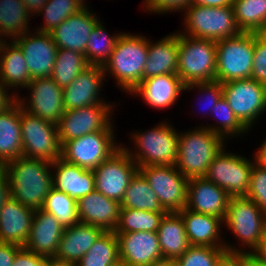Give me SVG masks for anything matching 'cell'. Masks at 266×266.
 <instances>
[{
    "instance_id": "681fc988",
    "label": "cell",
    "mask_w": 266,
    "mask_h": 266,
    "mask_svg": "<svg viewBox=\"0 0 266 266\" xmlns=\"http://www.w3.org/2000/svg\"><path fill=\"white\" fill-rule=\"evenodd\" d=\"M21 247L14 243L0 242V266H12L16 252Z\"/></svg>"
},
{
    "instance_id": "7bdbcfd3",
    "label": "cell",
    "mask_w": 266,
    "mask_h": 266,
    "mask_svg": "<svg viewBox=\"0 0 266 266\" xmlns=\"http://www.w3.org/2000/svg\"><path fill=\"white\" fill-rule=\"evenodd\" d=\"M226 253L225 247L190 246L175 261L178 266H215Z\"/></svg>"
},
{
    "instance_id": "4fadbf2b",
    "label": "cell",
    "mask_w": 266,
    "mask_h": 266,
    "mask_svg": "<svg viewBox=\"0 0 266 266\" xmlns=\"http://www.w3.org/2000/svg\"><path fill=\"white\" fill-rule=\"evenodd\" d=\"M138 170V165L121 145L117 151L93 170L95 190L107 198L121 203L132 177Z\"/></svg>"
},
{
    "instance_id": "8d00e7d4",
    "label": "cell",
    "mask_w": 266,
    "mask_h": 266,
    "mask_svg": "<svg viewBox=\"0 0 266 266\" xmlns=\"http://www.w3.org/2000/svg\"><path fill=\"white\" fill-rule=\"evenodd\" d=\"M119 259L118 240L114 231H104L75 266H111Z\"/></svg>"
},
{
    "instance_id": "91938a15",
    "label": "cell",
    "mask_w": 266,
    "mask_h": 266,
    "mask_svg": "<svg viewBox=\"0 0 266 266\" xmlns=\"http://www.w3.org/2000/svg\"><path fill=\"white\" fill-rule=\"evenodd\" d=\"M149 266H178V264L175 260H163V261L151 264Z\"/></svg>"
},
{
    "instance_id": "94428289",
    "label": "cell",
    "mask_w": 266,
    "mask_h": 266,
    "mask_svg": "<svg viewBox=\"0 0 266 266\" xmlns=\"http://www.w3.org/2000/svg\"><path fill=\"white\" fill-rule=\"evenodd\" d=\"M46 266H75V265L68 264V263H61V262L55 261L52 258H50L47 261Z\"/></svg>"
},
{
    "instance_id": "8992f818",
    "label": "cell",
    "mask_w": 266,
    "mask_h": 266,
    "mask_svg": "<svg viewBox=\"0 0 266 266\" xmlns=\"http://www.w3.org/2000/svg\"><path fill=\"white\" fill-rule=\"evenodd\" d=\"M132 140L135 152L123 147L130 158L138 165H175L178 155L179 133L170 123H160L151 130L134 132ZM138 149V150H136Z\"/></svg>"
},
{
    "instance_id": "4dcf8cb0",
    "label": "cell",
    "mask_w": 266,
    "mask_h": 266,
    "mask_svg": "<svg viewBox=\"0 0 266 266\" xmlns=\"http://www.w3.org/2000/svg\"><path fill=\"white\" fill-rule=\"evenodd\" d=\"M10 41H0V80L9 89L25 88L32 81L25 57L20 47Z\"/></svg>"
},
{
    "instance_id": "30bf717a",
    "label": "cell",
    "mask_w": 266,
    "mask_h": 266,
    "mask_svg": "<svg viewBox=\"0 0 266 266\" xmlns=\"http://www.w3.org/2000/svg\"><path fill=\"white\" fill-rule=\"evenodd\" d=\"M113 130L103 129L66 141L61 147V159L87 170L96 169L121 147L114 140Z\"/></svg>"
},
{
    "instance_id": "2e32d148",
    "label": "cell",
    "mask_w": 266,
    "mask_h": 266,
    "mask_svg": "<svg viewBox=\"0 0 266 266\" xmlns=\"http://www.w3.org/2000/svg\"><path fill=\"white\" fill-rule=\"evenodd\" d=\"M25 88L31 91V97L27 99V104L24 98L16 95L21 108L31 115L57 125L65 112L63 89L51 77L33 79Z\"/></svg>"
},
{
    "instance_id": "11a10c76",
    "label": "cell",
    "mask_w": 266,
    "mask_h": 266,
    "mask_svg": "<svg viewBox=\"0 0 266 266\" xmlns=\"http://www.w3.org/2000/svg\"><path fill=\"white\" fill-rule=\"evenodd\" d=\"M234 1L235 0H193V3L208 7H232Z\"/></svg>"
},
{
    "instance_id": "5bb4252c",
    "label": "cell",
    "mask_w": 266,
    "mask_h": 266,
    "mask_svg": "<svg viewBox=\"0 0 266 266\" xmlns=\"http://www.w3.org/2000/svg\"><path fill=\"white\" fill-rule=\"evenodd\" d=\"M223 97L238 120L249 130L266 111V86L253 79L223 83Z\"/></svg>"
},
{
    "instance_id": "f907efd6",
    "label": "cell",
    "mask_w": 266,
    "mask_h": 266,
    "mask_svg": "<svg viewBox=\"0 0 266 266\" xmlns=\"http://www.w3.org/2000/svg\"><path fill=\"white\" fill-rule=\"evenodd\" d=\"M12 197L8 174L0 168V204H5Z\"/></svg>"
},
{
    "instance_id": "4316f807",
    "label": "cell",
    "mask_w": 266,
    "mask_h": 266,
    "mask_svg": "<svg viewBox=\"0 0 266 266\" xmlns=\"http://www.w3.org/2000/svg\"><path fill=\"white\" fill-rule=\"evenodd\" d=\"M184 84L177 74L152 76L142 82L130 93L140 95L150 107L166 109L175 104Z\"/></svg>"
},
{
    "instance_id": "7dc6e473",
    "label": "cell",
    "mask_w": 266,
    "mask_h": 266,
    "mask_svg": "<svg viewBox=\"0 0 266 266\" xmlns=\"http://www.w3.org/2000/svg\"><path fill=\"white\" fill-rule=\"evenodd\" d=\"M144 8L150 13L163 14L172 11H185L193 0H144Z\"/></svg>"
},
{
    "instance_id": "f1b7e54d",
    "label": "cell",
    "mask_w": 266,
    "mask_h": 266,
    "mask_svg": "<svg viewBox=\"0 0 266 266\" xmlns=\"http://www.w3.org/2000/svg\"><path fill=\"white\" fill-rule=\"evenodd\" d=\"M178 32L153 43L148 39V56L143 69V80L152 76L177 74Z\"/></svg>"
},
{
    "instance_id": "9a60e30c",
    "label": "cell",
    "mask_w": 266,
    "mask_h": 266,
    "mask_svg": "<svg viewBox=\"0 0 266 266\" xmlns=\"http://www.w3.org/2000/svg\"><path fill=\"white\" fill-rule=\"evenodd\" d=\"M113 107L110 102H102L79 109L65 110L57 124L61 146L73 140L103 129H113L110 120ZM110 116V117H109Z\"/></svg>"
},
{
    "instance_id": "52a82bcc",
    "label": "cell",
    "mask_w": 266,
    "mask_h": 266,
    "mask_svg": "<svg viewBox=\"0 0 266 266\" xmlns=\"http://www.w3.org/2000/svg\"><path fill=\"white\" fill-rule=\"evenodd\" d=\"M254 55V33L242 32L238 36L216 42V81L227 83L251 79Z\"/></svg>"
},
{
    "instance_id": "6da1fadb",
    "label": "cell",
    "mask_w": 266,
    "mask_h": 266,
    "mask_svg": "<svg viewBox=\"0 0 266 266\" xmlns=\"http://www.w3.org/2000/svg\"><path fill=\"white\" fill-rule=\"evenodd\" d=\"M2 169L8 174L12 198L34 210L41 209L53 188L52 163L22 156L7 162Z\"/></svg>"
},
{
    "instance_id": "7402d4cb",
    "label": "cell",
    "mask_w": 266,
    "mask_h": 266,
    "mask_svg": "<svg viewBox=\"0 0 266 266\" xmlns=\"http://www.w3.org/2000/svg\"><path fill=\"white\" fill-rule=\"evenodd\" d=\"M106 77L103 66L89 65L63 89L65 110L79 109L104 102L100 99L101 85Z\"/></svg>"
},
{
    "instance_id": "7c38bea8",
    "label": "cell",
    "mask_w": 266,
    "mask_h": 266,
    "mask_svg": "<svg viewBox=\"0 0 266 266\" xmlns=\"http://www.w3.org/2000/svg\"><path fill=\"white\" fill-rule=\"evenodd\" d=\"M139 171L156 193L167 213L179 212L186 207L188 179L175 165L141 166Z\"/></svg>"
},
{
    "instance_id": "f5cc1de1",
    "label": "cell",
    "mask_w": 266,
    "mask_h": 266,
    "mask_svg": "<svg viewBox=\"0 0 266 266\" xmlns=\"http://www.w3.org/2000/svg\"><path fill=\"white\" fill-rule=\"evenodd\" d=\"M215 266H243V254L226 253Z\"/></svg>"
},
{
    "instance_id": "9f6ffc18",
    "label": "cell",
    "mask_w": 266,
    "mask_h": 266,
    "mask_svg": "<svg viewBox=\"0 0 266 266\" xmlns=\"http://www.w3.org/2000/svg\"><path fill=\"white\" fill-rule=\"evenodd\" d=\"M243 266H266V261L254 253H244Z\"/></svg>"
},
{
    "instance_id": "d6a6232c",
    "label": "cell",
    "mask_w": 266,
    "mask_h": 266,
    "mask_svg": "<svg viewBox=\"0 0 266 266\" xmlns=\"http://www.w3.org/2000/svg\"><path fill=\"white\" fill-rule=\"evenodd\" d=\"M120 205L121 208L167 213L160 204L156 193L139 170L132 177Z\"/></svg>"
},
{
    "instance_id": "7a4b0ae2",
    "label": "cell",
    "mask_w": 266,
    "mask_h": 266,
    "mask_svg": "<svg viewBox=\"0 0 266 266\" xmlns=\"http://www.w3.org/2000/svg\"><path fill=\"white\" fill-rule=\"evenodd\" d=\"M148 56V38L141 35L121 33L104 73L112 74L118 88L131 93L143 80V69Z\"/></svg>"
},
{
    "instance_id": "f546056e",
    "label": "cell",
    "mask_w": 266,
    "mask_h": 266,
    "mask_svg": "<svg viewBox=\"0 0 266 266\" xmlns=\"http://www.w3.org/2000/svg\"><path fill=\"white\" fill-rule=\"evenodd\" d=\"M163 260H176L191 246L185 224L178 212L164 215L157 230Z\"/></svg>"
},
{
    "instance_id": "d6986e66",
    "label": "cell",
    "mask_w": 266,
    "mask_h": 266,
    "mask_svg": "<svg viewBox=\"0 0 266 266\" xmlns=\"http://www.w3.org/2000/svg\"><path fill=\"white\" fill-rule=\"evenodd\" d=\"M178 213L184 221L186 235L191 246L225 247L227 253H246L241 248L238 250L236 246L223 243L220 238V227L223 225L221 218L193 212L186 207Z\"/></svg>"
},
{
    "instance_id": "e7e4bbea",
    "label": "cell",
    "mask_w": 266,
    "mask_h": 266,
    "mask_svg": "<svg viewBox=\"0 0 266 266\" xmlns=\"http://www.w3.org/2000/svg\"><path fill=\"white\" fill-rule=\"evenodd\" d=\"M4 204H0V212H1V210H2V206H3Z\"/></svg>"
},
{
    "instance_id": "ee69618b",
    "label": "cell",
    "mask_w": 266,
    "mask_h": 266,
    "mask_svg": "<svg viewBox=\"0 0 266 266\" xmlns=\"http://www.w3.org/2000/svg\"><path fill=\"white\" fill-rule=\"evenodd\" d=\"M266 214V168L253 163L250 187L246 194Z\"/></svg>"
},
{
    "instance_id": "e0dca14e",
    "label": "cell",
    "mask_w": 266,
    "mask_h": 266,
    "mask_svg": "<svg viewBox=\"0 0 266 266\" xmlns=\"http://www.w3.org/2000/svg\"><path fill=\"white\" fill-rule=\"evenodd\" d=\"M34 34L27 32L13 41L23 52L32 80L51 77L57 55V46L50 33L37 31Z\"/></svg>"
},
{
    "instance_id": "836d02e7",
    "label": "cell",
    "mask_w": 266,
    "mask_h": 266,
    "mask_svg": "<svg viewBox=\"0 0 266 266\" xmlns=\"http://www.w3.org/2000/svg\"><path fill=\"white\" fill-rule=\"evenodd\" d=\"M30 16L21 0H0V41L4 36L14 40L29 32Z\"/></svg>"
},
{
    "instance_id": "680465c9",
    "label": "cell",
    "mask_w": 266,
    "mask_h": 266,
    "mask_svg": "<svg viewBox=\"0 0 266 266\" xmlns=\"http://www.w3.org/2000/svg\"><path fill=\"white\" fill-rule=\"evenodd\" d=\"M254 254L266 261V229H265L262 241H261V245L255 251Z\"/></svg>"
},
{
    "instance_id": "6125c7cd",
    "label": "cell",
    "mask_w": 266,
    "mask_h": 266,
    "mask_svg": "<svg viewBox=\"0 0 266 266\" xmlns=\"http://www.w3.org/2000/svg\"><path fill=\"white\" fill-rule=\"evenodd\" d=\"M111 266H131L128 262L118 259L116 262H114Z\"/></svg>"
},
{
    "instance_id": "83f0119b",
    "label": "cell",
    "mask_w": 266,
    "mask_h": 266,
    "mask_svg": "<svg viewBox=\"0 0 266 266\" xmlns=\"http://www.w3.org/2000/svg\"><path fill=\"white\" fill-rule=\"evenodd\" d=\"M53 187L76 201L95 191V179L93 170H87L77 165L57 159L52 163Z\"/></svg>"
},
{
    "instance_id": "db71d44e",
    "label": "cell",
    "mask_w": 266,
    "mask_h": 266,
    "mask_svg": "<svg viewBox=\"0 0 266 266\" xmlns=\"http://www.w3.org/2000/svg\"><path fill=\"white\" fill-rule=\"evenodd\" d=\"M25 8L28 10L29 14L31 16H34L37 14L39 16V12L41 11L42 7L46 4L48 0H21Z\"/></svg>"
},
{
    "instance_id": "74e56055",
    "label": "cell",
    "mask_w": 266,
    "mask_h": 266,
    "mask_svg": "<svg viewBox=\"0 0 266 266\" xmlns=\"http://www.w3.org/2000/svg\"><path fill=\"white\" fill-rule=\"evenodd\" d=\"M107 33V34H106ZM121 34L110 36L100 20L95 24L86 45L85 58L89 65L104 66Z\"/></svg>"
},
{
    "instance_id": "b9f144b4",
    "label": "cell",
    "mask_w": 266,
    "mask_h": 266,
    "mask_svg": "<svg viewBox=\"0 0 266 266\" xmlns=\"http://www.w3.org/2000/svg\"><path fill=\"white\" fill-rule=\"evenodd\" d=\"M211 113L215 114L214 117H217L219 120L217 123L220 125L203 127L208 128L213 133L220 135L224 139L228 136L231 137V135L232 137L240 134L242 136V133H245L246 131L248 132V129L238 120L223 96L214 105Z\"/></svg>"
},
{
    "instance_id": "ffe728a7",
    "label": "cell",
    "mask_w": 266,
    "mask_h": 266,
    "mask_svg": "<svg viewBox=\"0 0 266 266\" xmlns=\"http://www.w3.org/2000/svg\"><path fill=\"white\" fill-rule=\"evenodd\" d=\"M98 21L96 15L85 6L49 33L57 49L73 50L85 54L89 35Z\"/></svg>"
},
{
    "instance_id": "e575fe53",
    "label": "cell",
    "mask_w": 266,
    "mask_h": 266,
    "mask_svg": "<svg viewBox=\"0 0 266 266\" xmlns=\"http://www.w3.org/2000/svg\"><path fill=\"white\" fill-rule=\"evenodd\" d=\"M232 8L241 32L264 33L266 30V0H235Z\"/></svg>"
},
{
    "instance_id": "277c9868",
    "label": "cell",
    "mask_w": 266,
    "mask_h": 266,
    "mask_svg": "<svg viewBox=\"0 0 266 266\" xmlns=\"http://www.w3.org/2000/svg\"><path fill=\"white\" fill-rule=\"evenodd\" d=\"M216 41L178 33L177 75L184 85L216 81Z\"/></svg>"
},
{
    "instance_id": "603a6c76",
    "label": "cell",
    "mask_w": 266,
    "mask_h": 266,
    "mask_svg": "<svg viewBox=\"0 0 266 266\" xmlns=\"http://www.w3.org/2000/svg\"><path fill=\"white\" fill-rule=\"evenodd\" d=\"M121 205L98 191L88 193L77 200L79 222L114 231L117 227Z\"/></svg>"
},
{
    "instance_id": "ab89813d",
    "label": "cell",
    "mask_w": 266,
    "mask_h": 266,
    "mask_svg": "<svg viewBox=\"0 0 266 266\" xmlns=\"http://www.w3.org/2000/svg\"><path fill=\"white\" fill-rule=\"evenodd\" d=\"M166 213L120 208L119 221L114 232H157Z\"/></svg>"
},
{
    "instance_id": "f6af8a7d",
    "label": "cell",
    "mask_w": 266,
    "mask_h": 266,
    "mask_svg": "<svg viewBox=\"0 0 266 266\" xmlns=\"http://www.w3.org/2000/svg\"><path fill=\"white\" fill-rule=\"evenodd\" d=\"M251 79L266 86V35L264 33H254Z\"/></svg>"
},
{
    "instance_id": "ba28073f",
    "label": "cell",
    "mask_w": 266,
    "mask_h": 266,
    "mask_svg": "<svg viewBox=\"0 0 266 266\" xmlns=\"http://www.w3.org/2000/svg\"><path fill=\"white\" fill-rule=\"evenodd\" d=\"M255 253L266 229V214L248 197H230L223 224Z\"/></svg>"
},
{
    "instance_id": "c3c4849f",
    "label": "cell",
    "mask_w": 266,
    "mask_h": 266,
    "mask_svg": "<svg viewBox=\"0 0 266 266\" xmlns=\"http://www.w3.org/2000/svg\"><path fill=\"white\" fill-rule=\"evenodd\" d=\"M49 257L31 252L22 246L15 255L12 266H46Z\"/></svg>"
},
{
    "instance_id": "be15d7a7",
    "label": "cell",
    "mask_w": 266,
    "mask_h": 266,
    "mask_svg": "<svg viewBox=\"0 0 266 266\" xmlns=\"http://www.w3.org/2000/svg\"><path fill=\"white\" fill-rule=\"evenodd\" d=\"M78 1H80L84 6H86V4H85L86 3L85 2L86 0L85 1L84 0H78Z\"/></svg>"
},
{
    "instance_id": "9c48e42d",
    "label": "cell",
    "mask_w": 266,
    "mask_h": 266,
    "mask_svg": "<svg viewBox=\"0 0 266 266\" xmlns=\"http://www.w3.org/2000/svg\"><path fill=\"white\" fill-rule=\"evenodd\" d=\"M22 156L53 163L61 158L57 125L24 111L20 106Z\"/></svg>"
},
{
    "instance_id": "1f68e13d",
    "label": "cell",
    "mask_w": 266,
    "mask_h": 266,
    "mask_svg": "<svg viewBox=\"0 0 266 266\" xmlns=\"http://www.w3.org/2000/svg\"><path fill=\"white\" fill-rule=\"evenodd\" d=\"M22 157L20 105L16 101L0 113V167Z\"/></svg>"
},
{
    "instance_id": "ac0fdd59",
    "label": "cell",
    "mask_w": 266,
    "mask_h": 266,
    "mask_svg": "<svg viewBox=\"0 0 266 266\" xmlns=\"http://www.w3.org/2000/svg\"><path fill=\"white\" fill-rule=\"evenodd\" d=\"M119 259L131 266H149L163 261L157 232H115Z\"/></svg>"
},
{
    "instance_id": "d4e9b609",
    "label": "cell",
    "mask_w": 266,
    "mask_h": 266,
    "mask_svg": "<svg viewBox=\"0 0 266 266\" xmlns=\"http://www.w3.org/2000/svg\"><path fill=\"white\" fill-rule=\"evenodd\" d=\"M34 209L10 198L0 212V242L24 246L30 236Z\"/></svg>"
},
{
    "instance_id": "3957f363",
    "label": "cell",
    "mask_w": 266,
    "mask_h": 266,
    "mask_svg": "<svg viewBox=\"0 0 266 266\" xmlns=\"http://www.w3.org/2000/svg\"><path fill=\"white\" fill-rule=\"evenodd\" d=\"M224 140L203 126L179 133L176 168L187 179L205 177L210 163L225 147Z\"/></svg>"
},
{
    "instance_id": "44dd1931",
    "label": "cell",
    "mask_w": 266,
    "mask_h": 266,
    "mask_svg": "<svg viewBox=\"0 0 266 266\" xmlns=\"http://www.w3.org/2000/svg\"><path fill=\"white\" fill-rule=\"evenodd\" d=\"M230 196L206 177L188 179L186 208L224 220Z\"/></svg>"
},
{
    "instance_id": "5b68a950",
    "label": "cell",
    "mask_w": 266,
    "mask_h": 266,
    "mask_svg": "<svg viewBox=\"0 0 266 266\" xmlns=\"http://www.w3.org/2000/svg\"><path fill=\"white\" fill-rule=\"evenodd\" d=\"M184 12L186 29L181 34L186 36L217 42L242 33L231 6L208 7L192 3Z\"/></svg>"
},
{
    "instance_id": "6f0895ef",
    "label": "cell",
    "mask_w": 266,
    "mask_h": 266,
    "mask_svg": "<svg viewBox=\"0 0 266 266\" xmlns=\"http://www.w3.org/2000/svg\"><path fill=\"white\" fill-rule=\"evenodd\" d=\"M256 162L266 168V139L260 145L259 150L255 155Z\"/></svg>"
},
{
    "instance_id": "d590c367",
    "label": "cell",
    "mask_w": 266,
    "mask_h": 266,
    "mask_svg": "<svg viewBox=\"0 0 266 266\" xmlns=\"http://www.w3.org/2000/svg\"><path fill=\"white\" fill-rule=\"evenodd\" d=\"M88 66L84 54L73 50L57 49L51 78L64 89Z\"/></svg>"
},
{
    "instance_id": "8fae6325",
    "label": "cell",
    "mask_w": 266,
    "mask_h": 266,
    "mask_svg": "<svg viewBox=\"0 0 266 266\" xmlns=\"http://www.w3.org/2000/svg\"><path fill=\"white\" fill-rule=\"evenodd\" d=\"M255 161V158L250 162L244 156L226 153L223 148L210 163L205 177L225 190L230 197L246 196Z\"/></svg>"
},
{
    "instance_id": "60d3db41",
    "label": "cell",
    "mask_w": 266,
    "mask_h": 266,
    "mask_svg": "<svg viewBox=\"0 0 266 266\" xmlns=\"http://www.w3.org/2000/svg\"><path fill=\"white\" fill-rule=\"evenodd\" d=\"M85 6L78 0H48L39 12L44 15V26L39 32H51L61 22L79 12Z\"/></svg>"
},
{
    "instance_id": "484cf974",
    "label": "cell",
    "mask_w": 266,
    "mask_h": 266,
    "mask_svg": "<svg viewBox=\"0 0 266 266\" xmlns=\"http://www.w3.org/2000/svg\"><path fill=\"white\" fill-rule=\"evenodd\" d=\"M64 227L42 209L34 211L30 236L24 247L36 254L53 258L57 252Z\"/></svg>"
},
{
    "instance_id": "f35d334b",
    "label": "cell",
    "mask_w": 266,
    "mask_h": 266,
    "mask_svg": "<svg viewBox=\"0 0 266 266\" xmlns=\"http://www.w3.org/2000/svg\"><path fill=\"white\" fill-rule=\"evenodd\" d=\"M41 209L52 214L64 228L79 222L77 201L54 187L46 196Z\"/></svg>"
},
{
    "instance_id": "816d5d0a",
    "label": "cell",
    "mask_w": 266,
    "mask_h": 266,
    "mask_svg": "<svg viewBox=\"0 0 266 266\" xmlns=\"http://www.w3.org/2000/svg\"><path fill=\"white\" fill-rule=\"evenodd\" d=\"M8 88L0 80V113L11 107L16 101L17 96L8 94Z\"/></svg>"
},
{
    "instance_id": "bcb514c9",
    "label": "cell",
    "mask_w": 266,
    "mask_h": 266,
    "mask_svg": "<svg viewBox=\"0 0 266 266\" xmlns=\"http://www.w3.org/2000/svg\"><path fill=\"white\" fill-rule=\"evenodd\" d=\"M198 88L203 94H205L204 98H206L205 105L210 110V113L213 111L214 105L217 101L223 96V86L221 82L213 81V82H203V83H191L184 85V90H193ZM203 98V97H202Z\"/></svg>"
},
{
    "instance_id": "cb8c5ba5",
    "label": "cell",
    "mask_w": 266,
    "mask_h": 266,
    "mask_svg": "<svg viewBox=\"0 0 266 266\" xmlns=\"http://www.w3.org/2000/svg\"><path fill=\"white\" fill-rule=\"evenodd\" d=\"M103 232L97 226L82 222L64 228L57 252L52 259L75 265Z\"/></svg>"
}]
</instances>
